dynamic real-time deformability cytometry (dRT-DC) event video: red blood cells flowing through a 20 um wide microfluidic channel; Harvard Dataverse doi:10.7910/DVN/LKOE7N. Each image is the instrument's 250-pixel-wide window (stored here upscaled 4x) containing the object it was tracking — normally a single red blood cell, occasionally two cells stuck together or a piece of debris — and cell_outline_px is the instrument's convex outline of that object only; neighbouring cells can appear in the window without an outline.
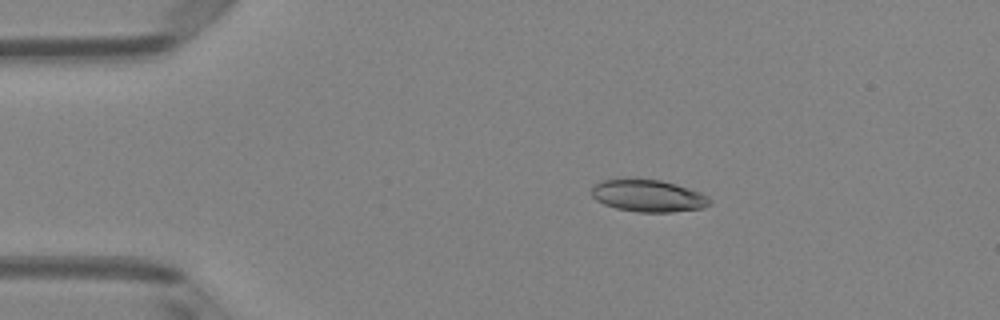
{"species": "Egyptian fruit bat (a non-hibernating species)", "species_latin": "Rousettus aegyptiacus", "temperature_condition": "room temperature", "stored_images_in_passage": 42, "camera_frame_rate_fps": 3000, "um_per_image_px": 0.085, "animal": {"sex": "female"}, "frame": {"image": 1, "passage_image": 1, "time_ms": 0.0, "image_size_px": [1000, 320], "cell_outline_px": [[712, 204], [704, 208], [672, 212], [640, 212], [616, 208], [604, 204], [596, 200], [592, 196], [592, 188], [596, 184], [604, 180], [660, 180], [676, 184], [700, 192], [708, 196], [712, 200]], "centroid_in_image_um": [55.16, 16.67], "position_along_channel_um": 29.8, "area_um2": 21.85}}
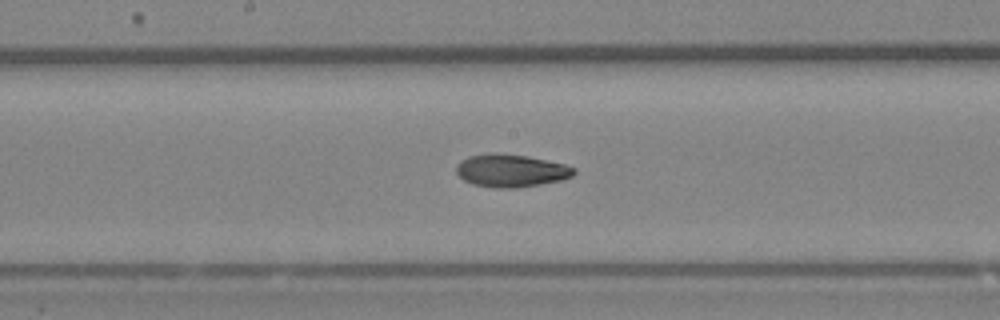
{"frame": {"image": 2, "passage_image": 18, "time_ms": 5.667, "image_size_px": [1000, 320], "cell_outline_px": [[576, 172], [572, 176], [560, 180], [540, 184], [516, 188], [496, 188], [472, 184], [464, 180], [456, 172], [456, 164], [460, 160], [468, 156], [528, 156], [564, 164], [576, 168]], "centroid_in_image_um": [43.46, 14.55], "position_along_channel_um": 204.7, "area_um2": 21.68}}
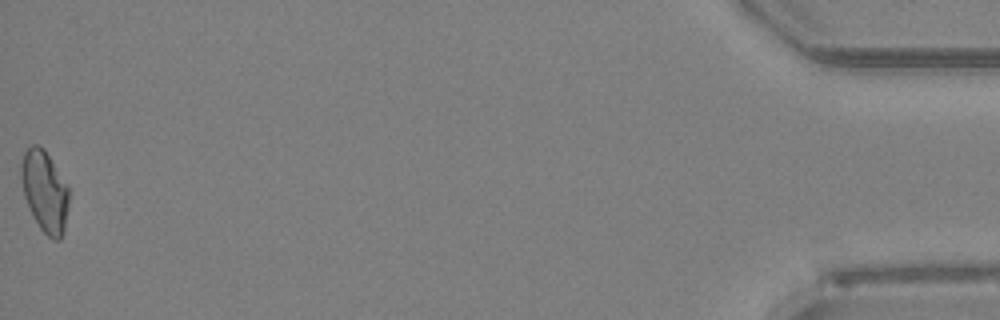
{"frame": {"image": 3, "passage_image": 42, "time_ms": 13.667, "image_size_px": [1000, 320], "cell_outline_px": [[68, 208], [64, 228], [60, 240], [52, 240], [40, 228], [24, 196], [20, 176], [20, 164], [24, 152], [32, 144], [36, 144], [44, 148], [68, 184]], "centroid_in_image_um": [3.8, 16.22], "position_along_channel_um": 431.4, "area_um2": 22.6}, "authors_computed_cell_mechanics": {"area_um2": 21.9351, "velocity_mm_per_s": 4.0509, "shape_relaxation_time_tau1_ms": null, "shape_relaxation_time_tau2_ms": 2.7179, "deformation_change_tau1": null, "deformation_change_tau2": 0.0757}}